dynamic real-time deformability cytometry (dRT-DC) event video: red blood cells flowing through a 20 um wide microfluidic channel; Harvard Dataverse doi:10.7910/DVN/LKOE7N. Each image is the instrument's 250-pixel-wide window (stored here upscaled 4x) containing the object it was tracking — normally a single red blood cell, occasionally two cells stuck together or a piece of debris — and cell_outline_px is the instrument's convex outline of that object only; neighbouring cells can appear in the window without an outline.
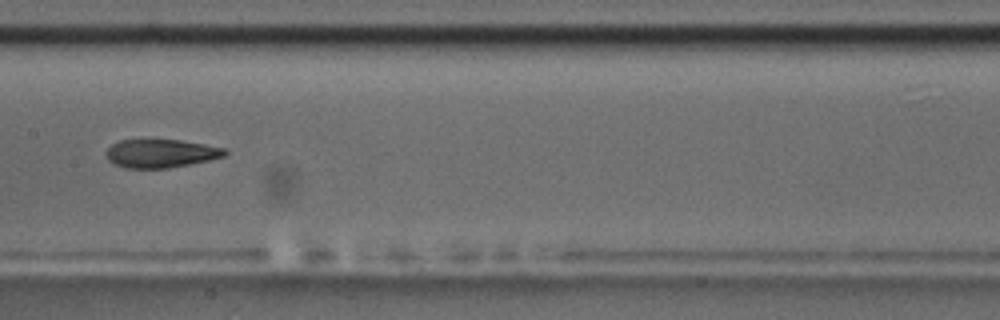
{"species": "common noctule bat (a hibernating species)", "species_latin": "Nyctalus noctula", "temperature_condition": "room temperature", "stored_images_in_passage": 15, "camera_frame_rate_fps": 3000, "um_per_image_px": 0.085, "animal": {"sex": "male", "body_mass_g": 17.5, "forearm_length_mm": 52.3}, "frame": {"image": 1, "passage_image": 7, "time_ms": 7.0, "image_size_px": [1000, 320], "cell_outline_px": [[228, 152], [224, 156], [208, 160], [168, 168], [124, 168], [112, 164], [108, 160], [104, 152], [112, 144], [120, 140], [180, 140], [204, 144], [224, 148]], "centroid_in_image_um": [13.62, 13.04], "position_along_channel_um": 193.8, "area_um2": 19.59}, "authors_computed_cell_mechanics": {"area_um2": 20.4034, "velocity_mm_per_s": 3.5445, "shape_relaxation_time_tau1_ms": null, "shape_relaxation_time_tau2_ms": 2.6323, "deformation_change_tau1": null, "deformation_change_tau2": 0.0849}}